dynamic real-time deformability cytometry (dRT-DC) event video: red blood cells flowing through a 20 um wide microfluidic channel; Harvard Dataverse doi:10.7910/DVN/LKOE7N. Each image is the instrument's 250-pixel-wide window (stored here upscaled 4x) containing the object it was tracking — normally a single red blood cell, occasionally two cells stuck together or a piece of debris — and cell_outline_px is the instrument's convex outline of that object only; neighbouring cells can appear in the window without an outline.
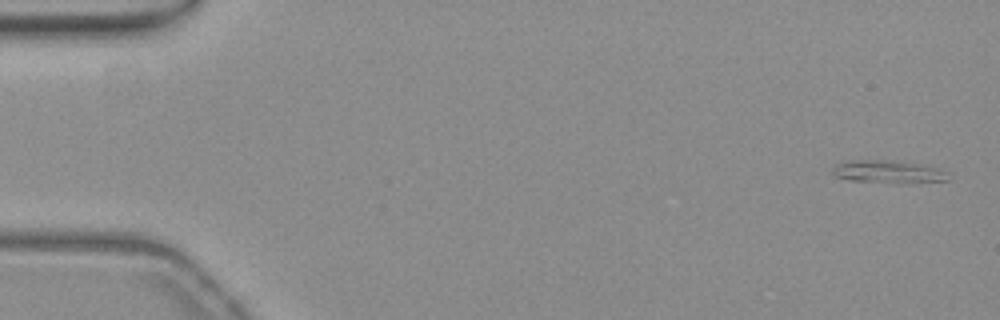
{"species": "common noctule bat (a hibernating species)", "species_latin": "Nyctalus noctula", "temperature_condition": "warm", "stored_images_in_passage": 26, "camera_frame_rate_fps": 3000, "um_per_image_px": 0.085, "animal": {"sex": "female", "body_mass_g": 19.3, "forearm_length_mm": 54.1}, "frame": {"image": 1, "passage_image": 1, "time_ms": 0.0, "image_size_px": [1000, 320], "cell_outline_px": [[948, 180], [908, 184], [900, 184], [848, 180], [832, 176], [832, 168], [836, 164], [844, 160], [892, 160], [940, 168], [948, 172]], "centroid_in_image_um": [75.46, 14.62], "position_along_channel_um": 9.5, "area_um2": 15.84}}
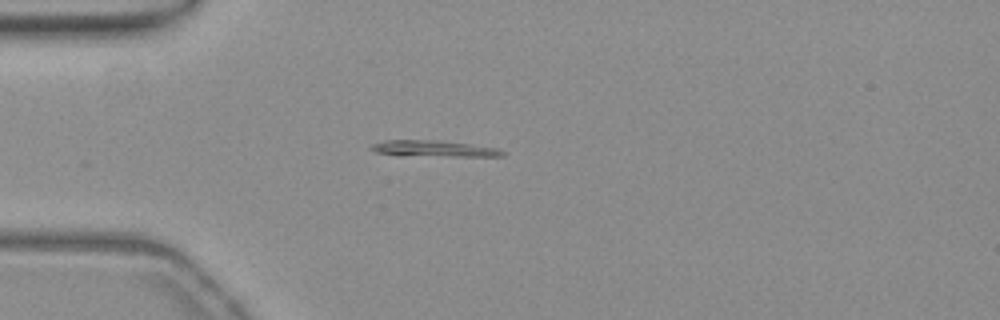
{"frame": {"image": 2, "passage_image": 14, "time_ms": 4.333, "image_size_px": [1000, 320], "cell_outline_px": [[508, 152], [504, 156], [396, 156], [376, 152], [368, 148], [372, 144], [384, 140], [436, 140], [472, 144], [496, 148]], "centroid_in_image_um": [36.84, 12.64], "position_along_channel_um": 48.2, "area_um2": 12.72}}
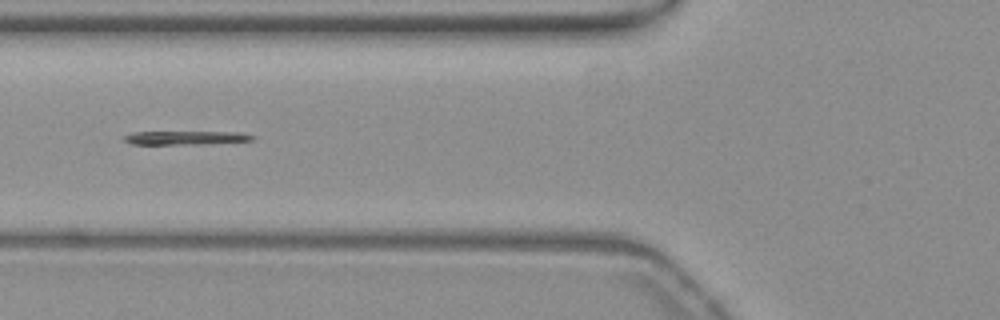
{"frame": {"image": 3, "passage_image": 20, "time_ms": 6.333, "image_size_px": [1000, 320], "cell_outline_px": [[256, 136], [252, 140], [208, 144], [132, 144], [124, 140], [124, 136], [132, 132], [240, 132]], "centroid_in_image_um": [15.81, 11.71], "position_along_channel_um": 110.0, "area_um2": 10.17}}